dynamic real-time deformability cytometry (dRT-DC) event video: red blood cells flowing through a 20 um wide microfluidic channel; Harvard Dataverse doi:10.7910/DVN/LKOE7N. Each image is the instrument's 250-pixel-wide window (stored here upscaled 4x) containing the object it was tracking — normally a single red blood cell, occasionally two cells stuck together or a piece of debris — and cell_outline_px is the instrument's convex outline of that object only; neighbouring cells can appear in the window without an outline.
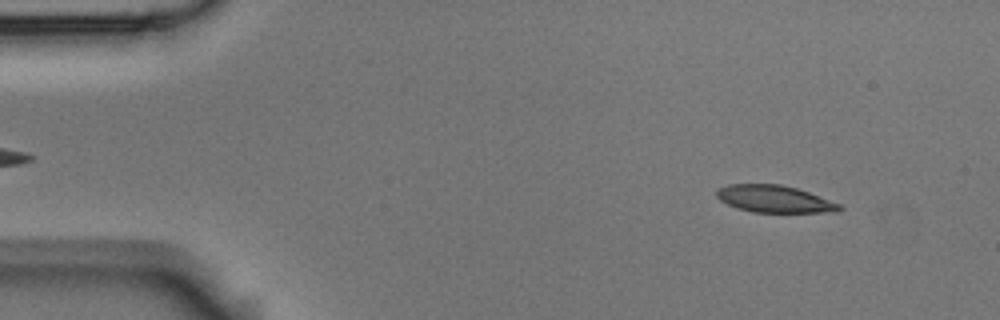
{"species": "Egyptian fruit bat (a non-hibernating species)", "species_latin": "Rousettus aegyptiacus", "temperature_condition": "room temperature", "stored_images_in_passage": 6, "camera_frame_rate_fps": 3000, "um_per_image_px": 0.085, "animal": {"sex": "male"}, "frame": {"image": 1, "passage_image": 1, "time_ms": 0.0, "image_size_px": [1000, 320], "cell_outline_px": [[844, 208], [836, 212], [752, 212], [736, 208], [720, 200], [716, 196], [716, 188], [728, 184], [780, 184], [796, 188], [808, 192], [840, 204]], "centroid_in_image_um": [65.79, 16.91], "position_along_channel_um": 19.2, "area_um2": 19.42}}
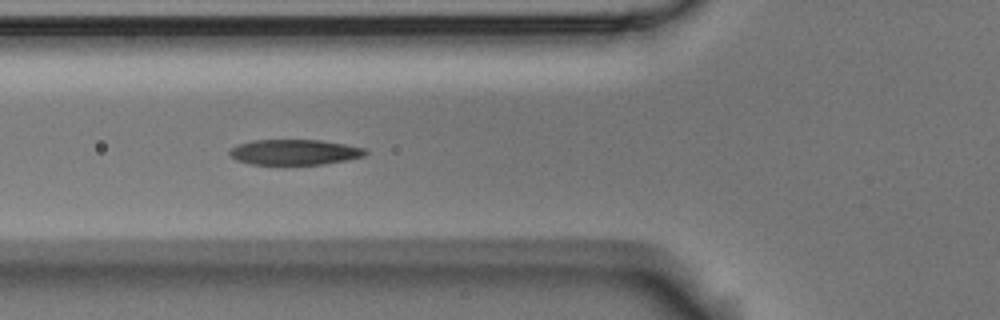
{"frame": {"image": 2, "passage_image": 5, "time_ms": 1.333, "image_size_px": [1000, 320], "cell_outline_px": [[368, 152], [364, 156], [348, 160], [324, 164], [252, 164], [236, 160], [228, 156], [228, 152], [232, 148], [240, 144], [252, 140], [320, 140], [344, 144], [364, 148]], "centroid_in_image_um": [25.03, 12.93], "position_along_channel_um": 100.8, "area_um2": 20.06}}
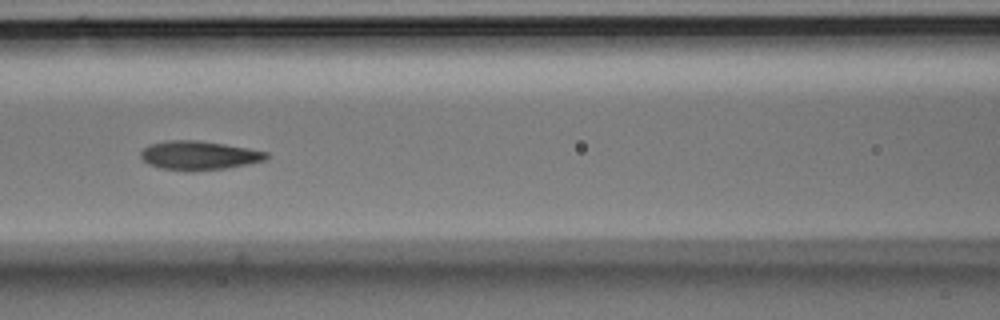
{"frame": {"image": 3, "passage_image": 6, "time_ms": 1.667, "image_size_px": [1000, 320], "cell_outline_px": [[268, 156], [264, 160], [248, 164], [224, 168], [188, 172], [160, 168], [148, 164], [140, 156], [140, 152], [148, 144], [168, 140], [200, 140], [248, 148], [268, 152]], "centroid_in_image_um": [16.87, 13.21], "position_along_channel_um": 149.7, "area_um2": 21.27}}